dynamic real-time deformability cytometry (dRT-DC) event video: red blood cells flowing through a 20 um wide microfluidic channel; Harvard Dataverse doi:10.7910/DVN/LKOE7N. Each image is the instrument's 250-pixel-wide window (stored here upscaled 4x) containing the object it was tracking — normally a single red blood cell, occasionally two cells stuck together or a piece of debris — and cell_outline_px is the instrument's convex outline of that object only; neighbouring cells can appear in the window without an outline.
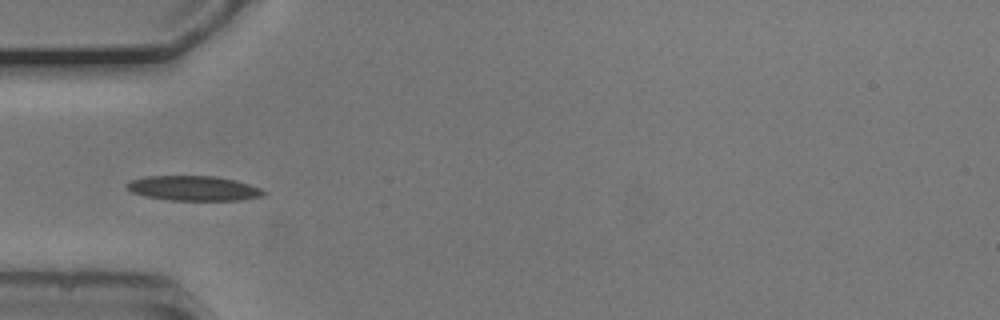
{"species": "common noctule bat (a hibernating species)", "species_latin": "Nyctalus noctula", "temperature_condition": "cold", "stored_images_in_passage": 53, "camera_frame_rate_fps": 3000, "um_per_image_px": 0.085, "animal": {"sex": "male", "body_mass_g": 20.5, "forearm_length_mm": 52.5}, "frame": {"image": 1, "passage_image": 16, "time_ms": 5.0, "image_size_px": [1000, 320], "cell_outline_px": [[268, 192], [260, 196], [240, 200], [168, 200], [144, 196], [132, 192], [128, 188], [128, 184], [132, 180], [148, 176], [216, 176], [236, 180], [260, 188]], "centroid_in_image_um": [16.48, 16.0], "position_along_channel_um": 68.5, "area_um2": 19.59}}
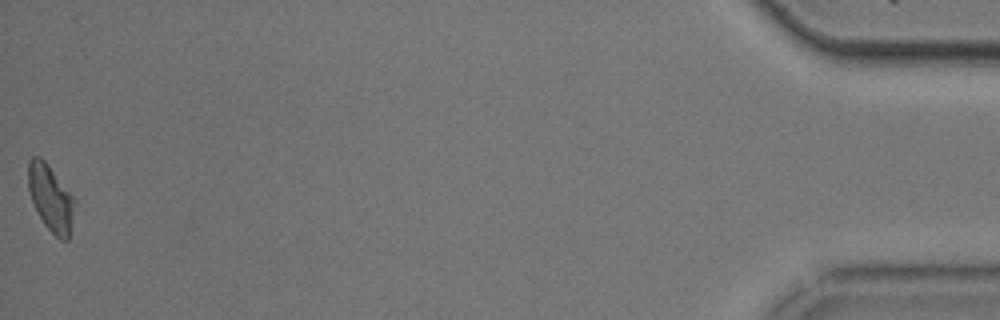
{"frame": {"image": 2, "passage_image": 53, "time_ms": 17.333, "image_size_px": [1000, 320], "cell_outline_px": [[76, 204], [68, 240], [60, 240], [44, 224], [32, 200], [28, 188], [28, 160], [32, 156], [40, 156], [48, 164], [76, 200]], "centroid_in_image_um": [4.32, 16.82], "position_along_channel_um": 430.9, "area_um2": 17.86}, "authors_computed_cell_mechanics": {"area_um2": 18.5538, "velocity_mm_per_s": 3.7198, "shape_relaxation_time_tau1_ms": 3.907, "shape_relaxation_time_tau2_ms": 2.314, "deformation_change_tau1": 0.1073, "deformation_change_tau2": 0.0857}}